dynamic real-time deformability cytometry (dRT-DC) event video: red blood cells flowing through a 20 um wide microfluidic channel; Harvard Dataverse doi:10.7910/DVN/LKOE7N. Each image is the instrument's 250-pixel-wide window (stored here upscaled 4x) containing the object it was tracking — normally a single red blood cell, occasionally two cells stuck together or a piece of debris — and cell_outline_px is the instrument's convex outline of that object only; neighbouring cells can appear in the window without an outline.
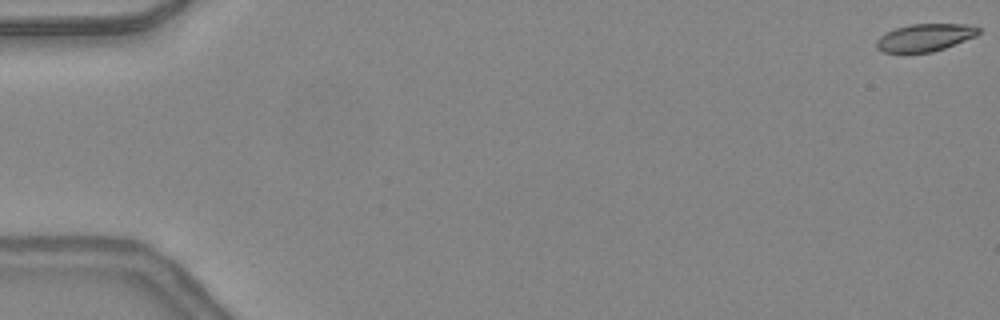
{"species": "common noctule bat (a hibernating species)", "species_latin": "Nyctalus noctula", "temperature_condition": "warm", "stored_images_in_passage": 48, "camera_frame_rate_fps": 3000, "um_per_image_px": 0.085, "animal": {"sex": "female", "body_mass_g": 24.6, "forearm_length_mm": 56.2}, "frame": {"image": 1, "passage_image": 1, "time_ms": 0.0, "image_size_px": [1000, 320], "cell_outline_px": [[980, 32], [976, 36], [944, 48], [932, 52], [880, 52], [876, 48], [876, 40], [880, 36], [896, 28], [908, 24], [968, 24], [980, 28]], "centroid_in_image_um": [78.61, 3.18], "position_along_channel_um": 6.4, "area_um2": 16.3}}
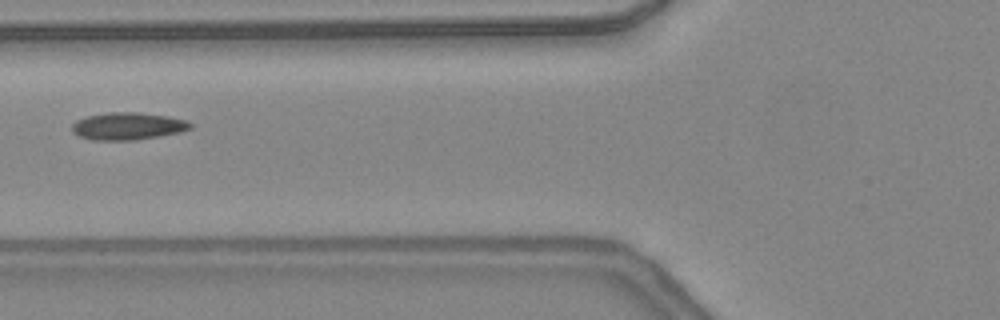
{"frame": {"image": 2, "passage_image": 20, "time_ms": 6.333, "image_size_px": [1000, 320], "cell_outline_px": [[192, 128], [180, 132], [160, 136], [132, 140], [92, 140], [80, 136], [72, 132], [72, 124], [76, 120], [88, 116], [108, 112], [136, 112], [168, 116], [188, 120], [192, 124]], "centroid_in_image_um": [10.88, 10.72], "position_along_channel_um": 114.9, "area_um2": 18.9}}
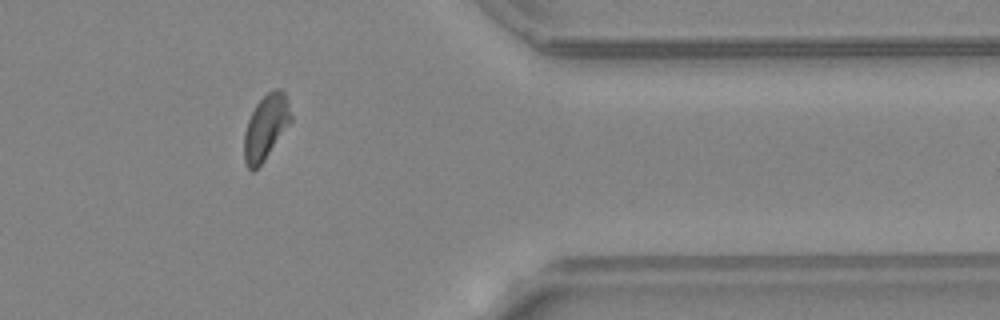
{"frame": {"image": 3, "passage_image": 40, "time_ms": 13.0, "image_size_px": [1000, 320], "cell_outline_px": [[292, 120], [264, 160], [252, 172], [248, 168], [244, 160], [244, 132], [248, 120], [256, 104], [272, 88], [280, 88], [284, 92], [288, 100], [292, 116]], "centroid_in_image_um": [22.6, 10.78], "position_along_channel_um": 388.8, "area_um2": 17.57}, "authors_computed_cell_mechanics": {"area_um2": 17.6579, "velocity_mm_per_s": 4.3719, "shape_relaxation_time_tau1_ms": 6.3771, "shape_relaxation_time_tau2_ms": 2.3778, "deformation_change_tau1": 0.1641, "deformation_change_tau2": 0.0895}}